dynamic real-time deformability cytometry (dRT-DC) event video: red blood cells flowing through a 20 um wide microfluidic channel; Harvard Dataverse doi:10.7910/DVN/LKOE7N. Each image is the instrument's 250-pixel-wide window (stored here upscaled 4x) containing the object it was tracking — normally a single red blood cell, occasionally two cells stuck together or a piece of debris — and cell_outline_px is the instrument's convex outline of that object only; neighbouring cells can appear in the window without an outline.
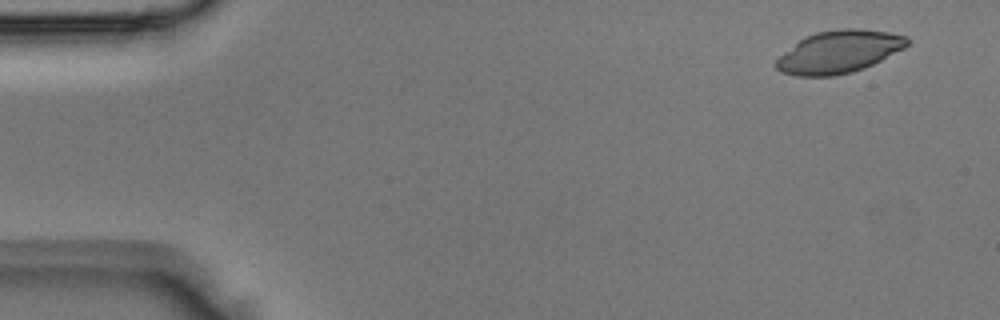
{"species": "Egyptian fruit bat (a non-hibernating species)", "species_latin": "Rousettus aegyptiacus", "temperature_condition": "room temperature", "stored_images_in_passage": 4, "camera_frame_rate_fps": 3000, "um_per_image_px": 0.085, "animal": {"sex": "male"}, "frame": {"image": 1, "passage_image": 1, "time_ms": 0.0, "image_size_px": [1000, 320], "cell_outline_px": [[908, 44], [904, 48], [864, 68], [852, 72], [832, 76], [796, 76], [780, 72], [772, 64], [780, 56], [804, 36], [816, 32], [840, 28], [860, 28], [888, 32], [908, 36]], "centroid_in_image_um": [71.28, 4.4], "position_along_channel_um": 13.7, "area_um2": 32.48}}